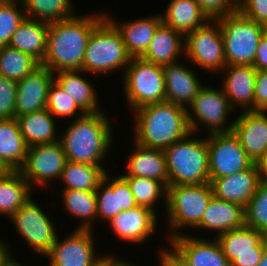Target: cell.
I'll use <instances>...</instances> for the list:
<instances>
[{
    "label": "cell",
    "mask_w": 267,
    "mask_h": 266,
    "mask_svg": "<svg viewBox=\"0 0 267 266\" xmlns=\"http://www.w3.org/2000/svg\"><path fill=\"white\" fill-rule=\"evenodd\" d=\"M105 12L75 16L49 23L47 51L40 65L53 73L82 70L88 40Z\"/></svg>",
    "instance_id": "1"
},
{
    "label": "cell",
    "mask_w": 267,
    "mask_h": 266,
    "mask_svg": "<svg viewBox=\"0 0 267 266\" xmlns=\"http://www.w3.org/2000/svg\"><path fill=\"white\" fill-rule=\"evenodd\" d=\"M67 126L60 134L67 161L103 165L114 142V130L107 112L86 113Z\"/></svg>",
    "instance_id": "2"
},
{
    "label": "cell",
    "mask_w": 267,
    "mask_h": 266,
    "mask_svg": "<svg viewBox=\"0 0 267 266\" xmlns=\"http://www.w3.org/2000/svg\"><path fill=\"white\" fill-rule=\"evenodd\" d=\"M133 141L146 148L164 150L191 133L187 109L163 101L134 112Z\"/></svg>",
    "instance_id": "3"
},
{
    "label": "cell",
    "mask_w": 267,
    "mask_h": 266,
    "mask_svg": "<svg viewBox=\"0 0 267 266\" xmlns=\"http://www.w3.org/2000/svg\"><path fill=\"white\" fill-rule=\"evenodd\" d=\"M191 132L184 139L165 148L169 186L210 183L206 136Z\"/></svg>",
    "instance_id": "4"
},
{
    "label": "cell",
    "mask_w": 267,
    "mask_h": 266,
    "mask_svg": "<svg viewBox=\"0 0 267 266\" xmlns=\"http://www.w3.org/2000/svg\"><path fill=\"white\" fill-rule=\"evenodd\" d=\"M131 56L127 53L122 36L105 16L92 31L87 43L82 71L92 75H110L116 70L125 72ZM124 70V71H123Z\"/></svg>",
    "instance_id": "5"
},
{
    "label": "cell",
    "mask_w": 267,
    "mask_h": 266,
    "mask_svg": "<svg viewBox=\"0 0 267 266\" xmlns=\"http://www.w3.org/2000/svg\"><path fill=\"white\" fill-rule=\"evenodd\" d=\"M212 197L210 183L168 186L165 208L166 218L168 217L165 219L166 226L169 228L166 231L169 236L165 235L167 241L182 235V228L195 229Z\"/></svg>",
    "instance_id": "6"
},
{
    "label": "cell",
    "mask_w": 267,
    "mask_h": 266,
    "mask_svg": "<svg viewBox=\"0 0 267 266\" xmlns=\"http://www.w3.org/2000/svg\"><path fill=\"white\" fill-rule=\"evenodd\" d=\"M224 41L226 66L253 65L260 39L267 27L242 15L239 11L217 19Z\"/></svg>",
    "instance_id": "7"
},
{
    "label": "cell",
    "mask_w": 267,
    "mask_h": 266,
    "mask_svg": "<svg viewBox=\"0 0 267 266\" xmlns=\"http://www.w3.org/2000/svg\"><path fill=\"white\" fill-rule=\"evenodd\" d=\"M123 75V93L126 104L134 110L165 101L166 84L163 66L141 57L131 58Z\"/></svg>",
    "instance_id": "8"
},
{
    "label": "cell",
    "mask_w": 267,
    "mask_h": 266,
    "mask_svg": "<svg viewBox=\"0 0 267 266\" xmlns=\"http://www.w3.org/2000/svg\"><path fill=\"white\" fill-rule=\"evenodd\" d=\"M235 111L222 88L204 84L187 108L191 132L198 135L203 128L206 135L231 132L234 120L229 124L227 120Z\"/></svg>",
    "instance_id": "9"
},
{
    "label": "cell",
    "mask_w": 267,
    "mask_h": 266,
    "mask_svg": "<svg viewBox=\"0 0 267 266\" xmlns=\"http://www.w3.org/2000/svg\"><path fill=\"white\" fill-rule=\"evenodd\" d=\"M48 215V212L45 213L32 197L9 218L16 233L22 237L36 256L37 254L41 257L46 256L58 236L56 222Z\"/></svg>",
    "instance_id": "10"
},
{
    "label": "cell",
    "mask_w": 267,
    "mask_h": 266,
    "mask_svg": "<svg viewBox=\"0 0 267 266\" xmlns=\"http://www.w3.org/2000/svg\"><path fill=\"white\" fill-rule=\"evenodd\" d=\"M185 59L213 75L226 67L224 41L217 19H209L185 36Z\"/></svg>",
    "instance_id": "11"
},
{
    "label": "cell",
    "mask_w": 267,
    "mask_h": 266,
    "mask_svg": "<svg viewBox=\"0 0 267 266\" xmlns=\"http://www.w3.org/2000/svg\"><path fill=\"white\" fill-rule=\"evenodd\" d=\"M66 162L67 157L60 140L37 144L28 147L25 162L19 171L34 191L35 186L39 190L40 187L48 190V184L60 180Z\"/></svg>",
    "instance_id": "12"
},
{
    "label": "cell",
    "mask_w": 267,
    "mask_h": 266,
    "mask_svg": "<svg viewBox=\"0 0 267 266\" xmlns=\"http://www.w3.org/2000/svg\"><path fill=\"white\" fill-rule=\"evenodd\" d=\"M206 140L210 180L234 175L254 164L232 131L206 135Z\"/></svg>",
    "instance_id": "13"
},
{
    "label": "cell",
    "mask_w": 267,
    "mask_h": 266,
    "mask_svg": "<svg viewBox=\"0 0 267 266\" xmlns=\"http://www.w3.org/2000/svg\"><path fill=\"white\" fill-rule=\"evenodd\" d=\"M93 233V230L74 229L64 239L58 233L54 245L45 256L49 260L48 265L94 266L104 255L102 252H95L97 248Z\"/></svg>",
    "instance_id": "14"
},
{
    "label": "cell",
    "mask_w": 267,
    "mask_h": 266,
    "mask_svg": "<svg viewBox=\"0 0 267 266\" xmlns=\"http://www.w3.org/2000/svg\"><path fill=\"white\" fill-rule=\"evenodd\" d=\"M230 266H257L265 246L262 232L243 226L215 237Z\"/></svg>",
    "instance_id": "15"
},
{
    "label": "cell",
    "mask_w": 267,
    "mask_h": 266,
    "mask_svg": "<svg viewBox=\"0 0 267 266\" xmlns=\"http://www.w3.org/2000/svg\"><path fill=\"white\" fill-rule=\"evenodd\" d=\"M104 175L96 192L97 220L105 223L111 221L121 211H127L137 206L130 185L120 175Z\"/></svg>",
    "instance_id": "16"
},
{
    "label": "cell",
    "mask_w": 267,
    "mask_h": 266,
    "mask_svg": "<svg viewBox=\"0 0 267 266\" xmlns=\"http://www.w3.org/2000/svg\"><path fill=\"white\" fill-rule=\"evenodd\" d=\"M158 216L150 209L136 206L127 211H121L108 225L112 233L120 240L134 245L144 244L157 230ZM111 226V227H110Z\"/></svg>",
    "instance_id": "17"
},
{
    "label": "cell",
    "mask_w": 267,
    "mask_h": 266,
    "mask_svg": "<svg viewBox=\"0 0 267 266\" xmlns=\"http://www.w3.org/2000/svg\"><path fill=\"white\" fill-rule=\"evenodd\" d=\"M232 132L255 163L267 151V111H240Z\"/></svg>",
    "instance_id": "18"
},
{
    "label": "cell",
    "mask_w": 267,
    "mask_h": 266,
    "mask_svg": "<svg viewBox=\"0 0 267 266\" xmlns=\"http://www.w3.org/2000/svg\"><path fill=\"white\" fill-rule=\"evenodd\" d=\"M54 73L40 65L32 73L17 82L15 118L46 108L48 89Z\"/></svg>",
    "instance_id": "19"
},
{
    "label": "cell",
    "mask_w": 267,
    "mask_h": 266,
    "mask_svg": "<svg viewBox=\"0 0 267 266\" xmlns=\"http://www.w3.org/2000/svg\"><path fill=\"white\" fill-rule=\"evenodd\" d=\"M183 233L170 244L192 266H230L218 241Z\"/></svg>",
    "instance_id": "20"
},
{
    "label": "cell",
    "mask_w": 267,
    "mask_h": 266,
    "mask_svg": "<svg viewBox=\"0 0 267 266\" xmlns=\"http://www.w3.org/2000/svg\"><path fill=\"white\" fill-rule=\"evenodd\" d=\"M177 61L163 66L166 97L165 101L185 109L193 102L198 91L204 85L199 74H195L192 68Z\"/></svg>",
    "instance_id": "21"
},
{
    "label": "cell",
    "mask_w": 267,
    "mask_h": 266,
    "mask_svg": "<svg viewBox=\"0 0 267 266\" xmlns=\"http://www.w3.org/2000/svg\"><path fill=\"white\" fill-rule=\"evenodd\" d=\"M256 71L252 65H229L220 72L224 77L220 85L234 109L254 111Z\"/></svg>",
    "instance_id": "22"
},
{
    "label": "cell",
    "mask_w": 267,
    "mask_h": 266,
    "mask_svg": "<svg viewBox=\"0 0 267 266\" xmlns=\"http://www.w3.org/2000/svg\"><path fill=\"white\" fill-rule=\"evenodd\" d=\"M261 182L255 163L234 175L210 180L213 195L224 201L246 207Z\"/></svg>",
    "instance_id": "23"
},
{
    "label": "cell",
    "mask_w": 267,
    "mask_h": 266,
    "mask_svg": "<svg viewBox=\"0 0 267 266\" xmlns=\"http://www.w3.org/2000/svg\"><path fill=\"white\" fill-rule=\"evenodd\" d=\"M133 151L126 158L125 171L122 177L151 178L169 186L167 162L161 149L146 148L134 142Z\"/></svg>",
    "instance_id": "24"
},
{
    "label": "cell",
    "mask_w": 267,
    "mask_h": 266,
    "mask_svg": "<svg viewBox=\"0 0 267 266\" xmlns=\"http://www.w3.org/2000/svg\"><path fill=\"white\" fill-rule=\"evenodd\" d=\"M105 11V16L120 32L127 53L132 57H141L147 50L158 27L163 23L160 13L147 17L122 21L119 23Z\"/></svg>",
    "instance_id": "25"
},
{
    "label": "cell",
    "mask_w": 267,
    "mask_h": 266,
    "mask_svg": "<svg viewBox=\"0 0 267 266\" xmlns=\"http://www.w3.org/2000/svg\"><path fill=\"white\" fill-rule=\"evenodd\" d=\"M243 226H245V208L213 195L200 223L195 228L204 229L207 232L213 231L212 233L217 237L226 231Z\"/></svg>",
    "instance_id": "26"
},
{
    "label": "cell",
    "mask_w": 267,
    "mask_h": 266,
    "mask_svg": "<svg viewBox=\"0 0 267 266\" xmlns=\"http://www.w3.org/2000/svg\"><path fill=\"white\" fill-rule=\"evenodd\" d=\"M84 76V77H83ZM82 70L59 71L54 73V80L66 92L71 99L85 112L98 113L106 111L101 108L98 100L99 95L92 80ZM98 96V97H97Z\"/></svg>",
    "instance_id": "27"
},
{
    "label": "cell",
    "mask_w": 267,
    "mask_h": 266,
    "mask_svg": "<svg viewBox=\"0 0 267 266\" xmlns=\"http://www.w3.org/2000/svg\"><path fill=\"white\" fill-rule=\"evenodd\" d=\"M182 57H185V37L164 23L158 27L146 52L141 56L160 66L177 62Z\"/></svg>",
    "instance_id": "28"
},
{
    "label": "cell",
    "mask_w": 267,
    "mask_h": 266,
    "mask_svg": "<svg viewBox=\"0 0 267 266\" xmlns=\"http://www.w3.org/2000/svg\"><path fill=\"white\" fill-rule=\"evenodd\" d=\"M28 146L16 118L0 119V164L6 171H19Z\"/></svg>",
    "instance_id": "29"
},
{
    "label": "cell",
    "mask_w": 267,
    "mask_h": 266,
    "mask_svg": "<svg viewBox=\"0 0 267 266\" xmlns=\"http://www.w3.org/2000/svg\"><path fill=\"white\" fill-rule=\"evenodd\" d=\"M49 23L25 18L13 33L8 46L31 55L40 64L47 51Z\"/></svg>",
    "instance_id": "30"
},
{
    "label": "cell",
    "mask_w": 267,
    "mask_h": 266,
    "mask_svg": "<svg viewBox=\"0 0 267 266\" xmlns=\"http://www.w3.org/2000/svg\"><path fill=\"white\" fill-rule=\"evenodd\" d=\"M165 10L160 12L162 22L184 37L209 20L196 0H170Z\"/></svg>",
    "instance_id": "31"
},
{
    "label": "cell",
    "mask_w": 267,
    "mask_h": 266,
    "mask_svg": "<svg viewBox=\"0 0 267 266\" xmlns=\"http://www.w3.org/2000/svg\"><path fill=\"white\" fill-rule=\"evenodd\" d=\"M16 119L28 147L60 140L56 119L46 108L19 116Z\"/></svg>",
    "instance_id": "32"
},
{
    "label": "cell",
    "mask_w": 267,
    "mask_h": 266,
    "mask_svg": "<svg viewBox=\"0 0 267 266\" xmlns=\"http://www.w3.org/2000/svg\"><path fill=\"white\" fill-rule=\"evenodd\" d=\"M34 192L20 171H5L0 176V215L9 219Z\"/></svg>",
    "instance_id": "33"
},
{
    "label": "cell",
    "mask_w": 267,
    "mask_h": 266,
    "mask_svg": "<svg viewBox=\"0 0 267 266\" xmlns=\"http://www.w3.org/2000/svg\"><path fill=\"white\" fill-rule=\"evenodd\" d=\"M61 191H63L61 195L63 204L61 205L64 206L62 209L81 222L75 229L95 231L94 222L97 221L96 192L84 190Z\"/></svg>",
    "instance_id": "34"
},
{
    "label": "cell",
    "mask_w": 267,
    "mask_h": 266,
    "mask_svg": "<svg viewBox=\"0 0 267 266\" xmlns=\"http://www.w3.org/2000/svg\"><path fill=\"white\" fill-rule=\"evenodd\" d=\"M107 172L103 165L67 161L60 177L61 190L96 191Z\"/></svg>",
    "instance_id": "35"
},
{
    "label": "cell",
    "mask_w": 267,
    "mask_h": 266,
    "mask_svg": "<svg viewBox=\"0 0 267 266\" xmlns=\"http://www.w3.org/2000/svg\"><path fill=\"white\" fill-rule=\"evenodd\" d=\"M26 18L47 23L76 15L72 0H22Z\"/></svg>",
    "instance_id": "36"
},
{
    "label": "cell",
    "mask_w": 267,
    "mask_h": 266,
    "mask_svg": "<svg viewBox=\"0 0 267 266\" xmlns=\"http://www.w3.org/2000/svg\"><path fill=\"white\" fill-rule=\"evenodd\" d=\"M40 63L31 55L10 46L0 47V76L16 82L32 73Z\"/></svg>",
    "instance_id": "37"
},
{
    "label": "cell",
    "mask_w": 267,
    "mask_h": 266,
    "mask_svg": "<svg viewBox=\"0 0 267 266\" xmlns=\"http://www.w3.org/2000/svg\"><path fill=\"white\" fill-rule=\"evenodd\" d=\"M130 185L137 206L152 210L157 216V203L164 200L166 208L167 187L160 181L143 177H123ZM163 198V199H162ZM156 205V206H155Z\"/></svg>",
    "instance_id": "38"
},
{
    "label": "cell",
    "mask_w": 267,
    "mask_h": 266,
    "mask_svg": "<svg viewBox=\"0 0 267 266\" xmlns=\"http://www.w3.org/2000/svg\"><path fill=\"white\" fill-rule=\"evenodd\" d=\"M46 109L57 120L72 117L77 119L86 114L55 80L48 89Z\"/></svg>",
    "instance_id": "39"
},
{
    "label": "cell",
    "mask_w": 267,
    "mask_h": 266,
    "mask_svg": "<svg viewBox=\"0 0 267 266\" xmlns=\"http://www.w3.org/2000/svg\"><path fill=\"white\" fill-rule=\"evenodd\" d=\"M25 18L21 1L0 2V47L8 46L13 33Z\"/></svg>",
    "instance_id": "40"
},
{
    "label": "cell",
    "mask_w": 267,
    "mask_h": 266,
    "mask_svg": "<svg viewBox=\"0 0 267 266\" xmlns=\"http://www.w3.org/2000/svg\"><path fill=\"white\" fill-rule=\"evenodd\" d=\"M245 226L263 232L267 228V181H261L245 207Z\"/></svg>",
    "instance_id": "41"
},
{
    "label": "cell",
    "mask_w": 267,
    "mask_h": 266,
    "mask_svg": "<svg viewBox=\"0 0 267 266\" xmlns=\"http://www.w3.org/2000/svg\"><path fill=\"white\" fill-rule=\"evenodd\" d=\"M17 82L0 76V119L15 118Z\"/></svg>",
    "instance_id": "42"
},
{
    "label": "cell",
    "mask_w": 267,
    "mask_h": 266,
    "mask_svg": "<svg viewBox=\"0 0 267 266\" xmlns=\"http://www.w3.org/2000/svg\"><path fill=\"white\" fill-rule=\"evenodd\" d=\"M209 19H218L238 11V0H196Z\"/></svg>",
    "instance_id": "43"
},
{
    "label": "cell",
    "mask_w": 267,
    "mask_h": 266,
    "mask_svg": "<svg viewBox=\"0 0 267 266\" xmlns=\"http://www.w3.org/2000/svg\"><path fill=\"white\" fill-rule=\"evenodd\" d=\"M238 11L267 27V0H238Z\"/></svg>",
    "instance_id": "44"
},
{
    "label": "cell",
    "mask_w": 267,
    "mask_h": 266,
    "mask_svg": "<svg viewBox=\"0 0 267 266\" xmlns=\"http://www.w3.org/2000/svg\"><path fill=\"white\" fill-rule=\"evenodd\" d=\"M254 111H267V70L256 71Z\"/></svg>",
    "instance_id": "45"
},
{
    "label": "cell",
    "mask_w": 267,
    "mask_h": 266,
    "mask_svg": "<svg viewBox=\"0 0 267 266\" xmlns=\"http://www.w3.org/2000/svg\"><path fill=\"white\" fill-rule=\"evenodd\" d=\"M168 248L162 246L157 253L159 266H192L171 245Z\"/></svg>",
    "instance_id": "46"
},
{
    "label": "cell",
    "mask_w": 267,
    "mask_h": 266,
    "mask_svg": "<svg viewBox=\"0 0 267 266\" xmlns=\"http://www.w3.org/2000/svg\"><path fill=\"white\" fill-rule=\"evenodd\" d=\"M256 70H267V34L260 39L252 65Z\"/></svg>",
    "instance_id": "47"
},
{
    "label": "cell",
    "mask_w": 267,
    "mask_h": 266,
    "mask_svg": "<svg viewBox=\"0 0 267 266\" xmlns=\"http://www.w3.org/2000/svg\"><path fill=\"white\" fill-rule=\"evenodd\" d=\"M10 248V244L0 238V266H11L16 261L12 255V248Z\"/></svg>",
    "instance_id": "48"
},
{
    "label": "cell",
    "mask_w": 267,
    "mask_h": 266,
    "mask_svg": "<svg viewBox=\"0 0 267 266\" xmlns=\"http://www.w3.org/2000/svg\"><path fill=\"white\" fill-rule=\"evenodd\" d=\"M261 181H267V151L255 162Z\"/></svg>",
    "instance_id": "49"
},
{
    "label": "cell",
    "mask_w": 267,
    "mask_h": 266,
    "mask_svg": "<svg viewBox=\"0 0 267 266\" xmlns=\"http://www.w3.org/2000/svg\"><path fill=\"white\" fill-rule=\"evenodd\" d=\"M108 266H138L137 264L130 262L129 260H127L126 258L122 259L121 256H115L113 254L108 255ZM140 266V265H139Z\"/></svg>",
    "instance_id": "50"
},
{
    "label": "cell",
    "mask_w": 267,
    "mask_h": 266,
    "mask_svg": "<svg viewBox=\"0 0 267 266\" xmlns=\"http://www.w3.org/2000/svg\"><path fill=\"white\" fill-rule=\"evenodd\" d=\"M94 266H108V253H104V256Z\"/></svg>",
    "instance_id": "51"
},
{
    "label": "cell",
    "mask_w": 267,
    "mask_h": 266,
    "mask_svg": "<svg viewBox=\"0 0 267 266\" xmlns=\"http://www.w3.org/2000/svg\"><path fill=\"white\" fill-rule=\"evenodd\" d=\"M257 266H267V249L265 248L262 258L260 262L257 264Z\"/></svg>",
    "instance_id": "52"
},
{
    "label": "cell",
    "mask_w": 267,
    "mask_h": 266,
    "mask_svg": "<svg viewBox=\"0 0 267 266\" xmlns=\"http://www.w3.org/2000/svg\"><path fill=\"white\" fill-rule=\"evenodd\" d=\"M262 240L265 248L267 249V228L262 232Z\"/></svg>",
    "instance_id": "53"
},
{
    "label": "cell",
    "mask_w": 267,
    "mask_h": 266,
    "mask_svg": "<svg viewBox=\"0 0 267 266\" xmlns=\"http://www.w3.org/2000/svg\"><path fill=\"white\" fill-rule=\"evenodd\" d=\"M11 266H26V265H23L21 262L19 263L18 261H15Z\"/></svg>",
    "instance_id": "54"
},
{
    "label": "cell",
    "mask_w": 267,
    "mask_h": 266,
    "mask_svg": "<svg viewBox=\"0 0 267 266\" xmlns=\"http://www.w3.org/2000/svg\"><path fill=\"white\" fill-rule=\"evenodd\" d=\"M19 2V1H22V0H0V2Z\"/></svg>",
    "instance_id": "55"
},
{
    "label": "cell",
    "mask_w": 267,
    "mask_h": 266,
    "mask_svg": "<svg viewBox=\"0 0 267 266\" xmlns=\"http://www.w3.org/2000/svg\"><path fill=\"white\" fill-rule=\"evenodd\" d=\"M6 170L3 168V166L0 164V176L5 172Z\"/></svg>",
    "instance_id": "56"
}]
</instances>
